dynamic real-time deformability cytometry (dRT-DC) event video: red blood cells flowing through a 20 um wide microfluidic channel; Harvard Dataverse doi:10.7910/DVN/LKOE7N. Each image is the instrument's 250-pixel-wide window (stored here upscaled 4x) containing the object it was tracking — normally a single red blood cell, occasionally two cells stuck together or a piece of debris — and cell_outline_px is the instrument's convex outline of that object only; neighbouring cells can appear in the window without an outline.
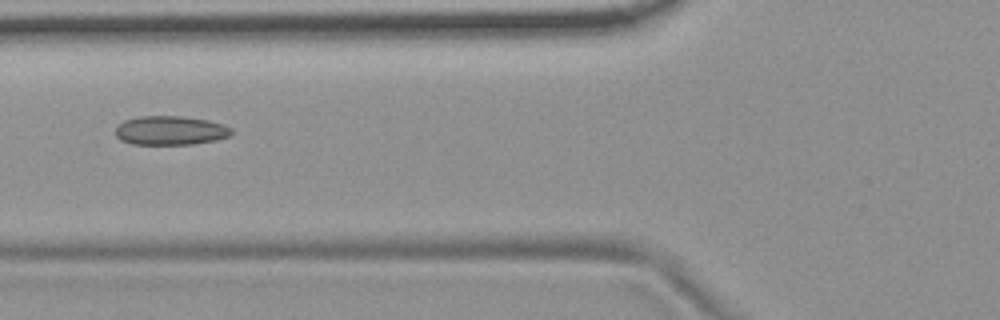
{"species": "common noctule bat (a hibernating species)", "species_latin": "Nyctalus noctula", "temperature_condition": "room temperature", "stored_images_in_passage": 9, "camera_frame_rate_fps": 3000, "um_per_image_px": 0.085, "animal": {"sex": "female", "body_mass_g": 19.9}, "frame": {"image": 1, "passage_image": 6, "time_ms": 1.667, "image_size_px": [1000, 320], "cell_outline_px": [[232, 132], [228, 136], [216, 140], [192, 144], [132, 144], [120, 140], [116, 136], [116, 124], [124, 120], [140, 116], [180, 116], [208, 120], [224, 124], [232, 128]], "centroid_in_image_um": [14.46, 11.08], "position_along_channel_um": 111.3, "area_um2": 19.71}}
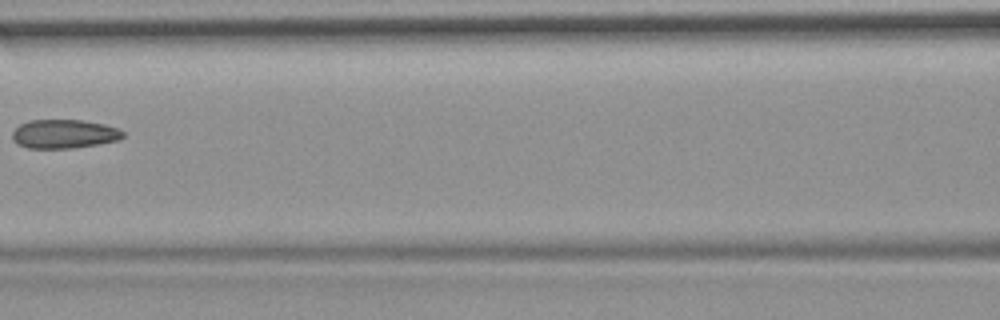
{"frame": {"image": 2, "passage_image": 7, "time_ms": 2.0, "image_size_px": [1000, 320], "cell_outline_px": [[124, 136], [120, 140], [72, 148], [28, 148], [12, 140], [12, 132], [20, 124], [28, 120], [84, 120], [104, 124], [116, 128], [124, 132]], "centroid_in_image_um": [5.44, 11.38], "position_along_channel_um": 161.2, "area_um2": 18.55}}